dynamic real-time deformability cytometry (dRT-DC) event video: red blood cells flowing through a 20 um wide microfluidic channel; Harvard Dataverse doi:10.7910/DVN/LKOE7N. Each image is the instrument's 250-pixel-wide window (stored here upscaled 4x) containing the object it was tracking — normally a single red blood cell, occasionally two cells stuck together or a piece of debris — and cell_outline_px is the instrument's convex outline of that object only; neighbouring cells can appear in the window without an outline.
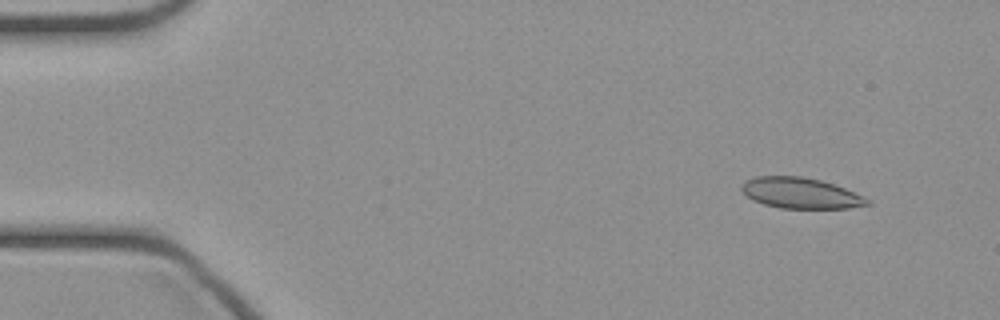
{"species": "common noctule bat (a hibernating species)", "species_latin": "Nyctalus noctula", "temperature_condition": "cold", "stored_images_in_passage": 45, "camera_frame_rate_fps": 3000, "um_per_image_px": 0.085, "animal": {"sex": "female", "body_mass_g": 21.9}, "frame": {"image": 1, "passage_image": 2, "time_ms": 0.333, "image_size_px": [1000, 320], "cell_outline_px": [[872, 204], [848, 208], [780, 208], [764, 204], [752, 200], [740, 188], [744, 180], [756, 176], [800, 176], [820, 180], [844, 188], [864, 196], [872, 200]], "centroid_in_image_um": [68.06, 16.41], "position_along_channel_um": 16.9, "area_um2": 22.54}}
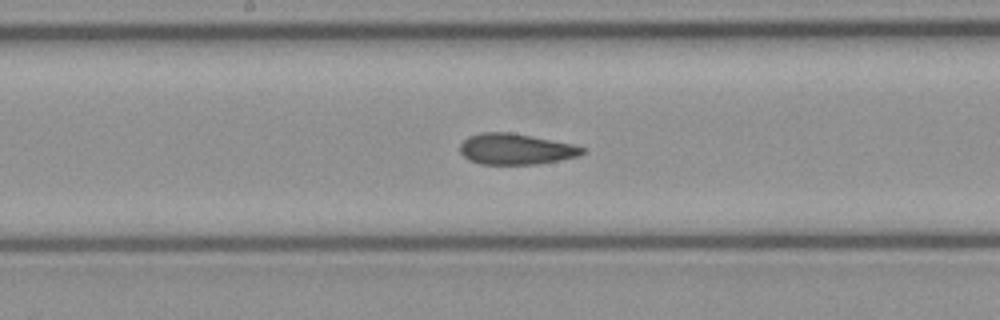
{"frame": {"image": 2, "passage_image": 22, "time_ms": 7.0, "image_size_px": [1000, 320], "cell_outline_px": [[588, 148], [580, 156], [560, 160], [536, 164], [480, 164], [468, 160], [460, 152], [460, 144], [468, 136], [480, 132], [512, 132], [572, 144]], "centroid_in_image_um": [43.84, 12.67], "position_along_channel_um": 204.4, "area_um2": 22.2}}
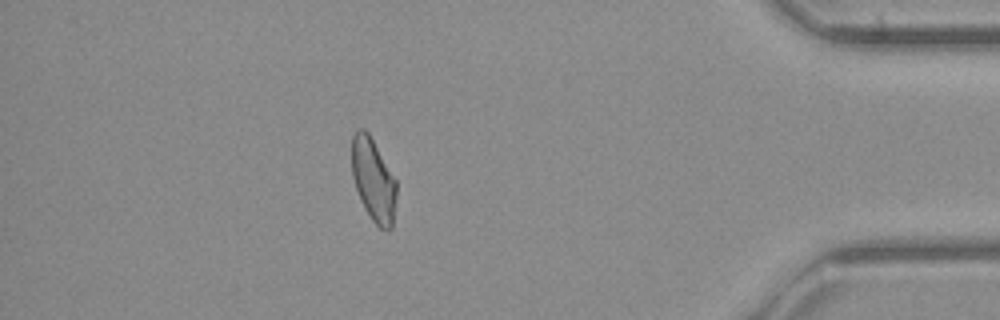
{"frame": {"image": 3, "passage_image": 39, "time_ms": 12.667, "image_size_px": [1000, 320], "cell_outline_px": [[396, 196], [392, 228], [388, 232], [380, 228], [372, 220], [360, 200], [352, 176], [352, 136], [356, 128], [364, 128], [368, 132], [396, 180]], "centroid_in_image_um": [31.73, 15.3], "position_along_channel_um": 403.5, "area_um2": 21.56}}